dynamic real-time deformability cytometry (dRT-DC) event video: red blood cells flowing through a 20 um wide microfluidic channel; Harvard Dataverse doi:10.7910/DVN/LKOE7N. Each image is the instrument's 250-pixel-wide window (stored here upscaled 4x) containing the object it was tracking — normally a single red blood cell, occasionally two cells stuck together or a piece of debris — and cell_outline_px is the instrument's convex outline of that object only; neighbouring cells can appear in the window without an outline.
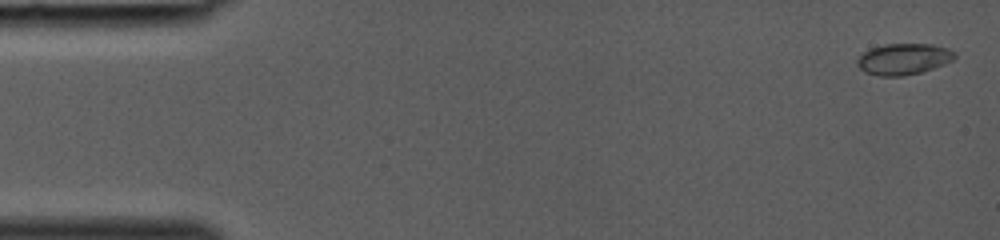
{"species": "common noctule bat (a hibernating species)", "species_latin": "Nyctalus noctula", "temperature_condition": "room temperature", "stored_images_in_passage": 38, "camera_frame_rate_fps": 3000, "um_per_image_px": 0.085, "animal": {"sex": "female", "body_mass_g": 19.0, "forearm_length_mm": 53.3}, "frame": {"image": 1, "passage_image": 1, "time_ms": 0.0, "image_size_px": [1000, 240], "cell_outline_px": [[956, 56], [952, 60], [944, 64], [920, 72], [900, 76], [880, 76], [864, 72], [856, 64], [856, 60], [868, 48], [884, 44], [932, 44], [948, 48], [956, 52]], "centroid_in_image_um": [76.78, 5.01], "position_along_channel_um": 8.2, "area_um2": 17.74}}
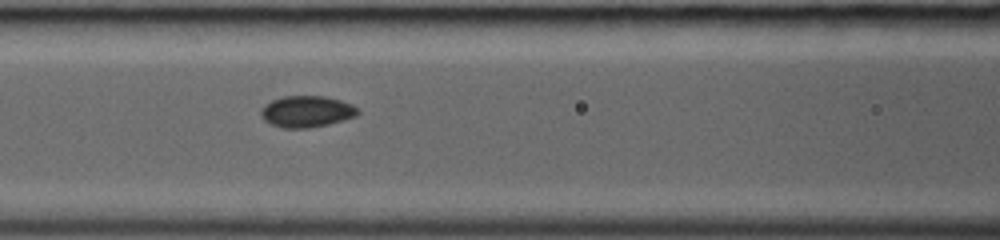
{"frame": {"image": 2, "passage_image": 17, "time_ms": 5.333, "image_size_px": [1000, 240], "cell_outline_px": [[360, 112], [356, 116], [344, 120], [328, 124], [308, 128], [284, 128], [272, 124], [264, 120], [260, 116], [260, 108], [264, 104], [272, 100], [284, 96], [324, 96], [340, 100], [352, 104]], "centroid_in_image_um": [26.04, 9.48], "position_along_channel_um": 140.6, "area_um2": 17.8}}
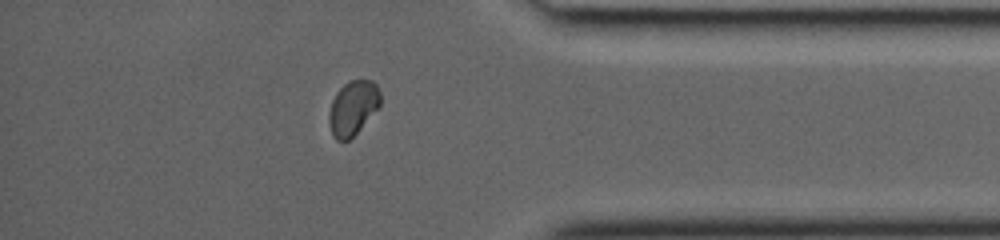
{"frame": {"image": 3, "passage_image": 33, "time_ms": 10.667, "image_size_px": [1000, 240], "cell_outline_px": [[380, 108], [348, 140], [336, 140], [332, 132], [328, 120], [328, 116], [332, 100], [336, 92], [348, 80], [372, 80], [376, 84], [380, 92]], "centroid_in_image_um": [30.01, 9.14], "position_along_channel_um": 405.2, "area_um2": 16.24}}